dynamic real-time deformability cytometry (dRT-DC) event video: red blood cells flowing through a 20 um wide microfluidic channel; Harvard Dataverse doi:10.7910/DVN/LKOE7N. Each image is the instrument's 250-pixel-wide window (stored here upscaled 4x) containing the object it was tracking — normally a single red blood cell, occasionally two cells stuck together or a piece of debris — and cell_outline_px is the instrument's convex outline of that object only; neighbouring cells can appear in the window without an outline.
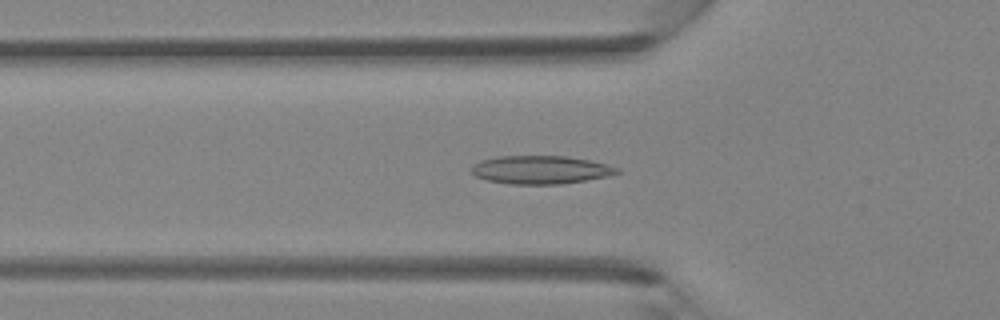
{"species": "Egyptian fruit bat (a non-hibernating species)", "species_latin": "Rousettus aegyptiacus", "temperature_condition": "room temperature", "stored_images_in_passage": 44, "camera_frame_rate_fps": 3000, "um_per_image_px": 0.085, "animal": {"sex": "female"}, "frame": {"image": 1, "passage_image": 15, "time_ms": 4.667, "image_size_px": [1000, 320], "cell_outline_px": [[620, 172], [608, 176], [560, 184], [512, 184], [488, 180], [476, 176], [472, 172], [472, 164], [480, 160], [496, 156], [568, 156], [592, 160], [608, 164], [620, 168]], "centroid_in_image_um": [45.97, 14.42], "position_along_channel_um": 79.8, "area_um2": 24.04}}
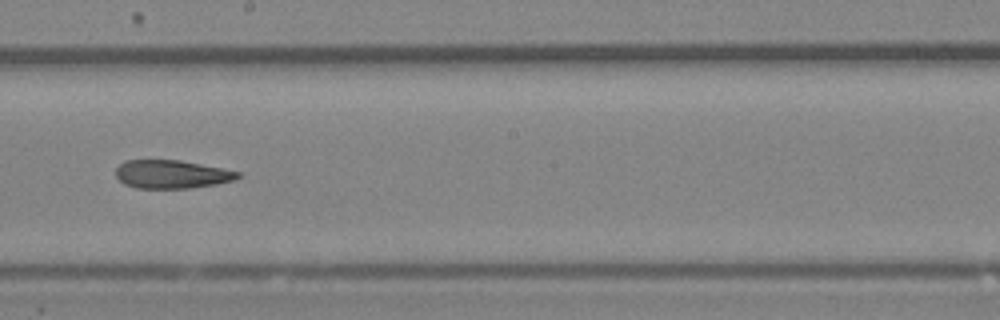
{"frame": {"image": 2, "passage_image": 25, "time_ms": 8.0, "image_size_px": [1000, 320], "cell_outline_px": [[240, 176], [236, 180], [216, 184], [188, 188], [136, 188], [124, 184], [116, 176], [116, 168], [124, 160], [180, 160], [224, 168], [240, 172]], "centroid_in_image_um": [14.61, 14.8], "position_along_channel_um": 233.6, "area_um2": 20.23}}
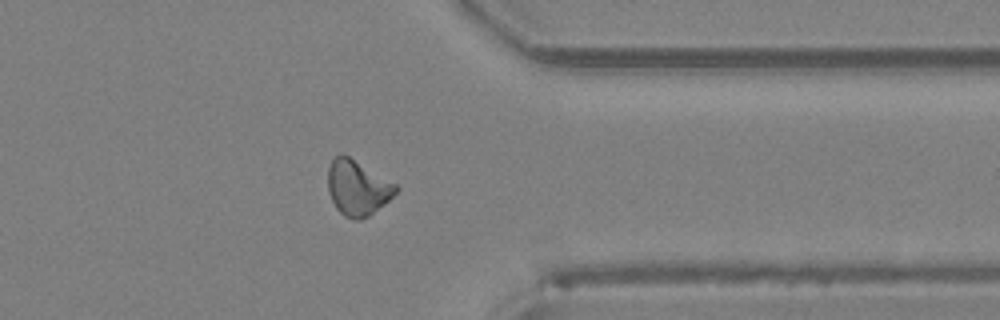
{"frame": {"image": 3, "passage_image": 35, "time_ms": 11.333, "image_size_px": [1000, 320], "cell_outline_px": [[400, 188], [384, 204], [368, 216], [360, 220], [356, 220], [344, 216], [336, 208], [328, 192], [328, 168], [332, 160], [340, 152], [348, 156], [396, 184]], "centroid_in_image_um": [30.37, 15.96], "position_along_channel_um": 381.0, "area_um2": 21.62}}